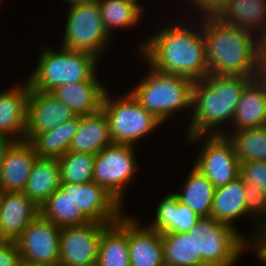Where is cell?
Here are the masks:
<instances>
[{
    "mask_svg": "<svg viewBox=\"0 0 266 266\" xmlns=\"http://www.w3.org/2000/svg\"><path fill=\"white\" fill-rule=\"evenodd\" d=\"M197 16L202 20L198 24L193 25L191 22L192 26H186L184 22H173V25H166L159 32L154 31L153 35L140 43L139 54L142 53L147 66L161 73L181 75L193 81L207 77L209 67L203 33V15Z\"/></svg>",
    "mask_w": 266,
    "mask_h": 266,
    "instance_id": "1",
    "label": "cell"
},
{
    "mask_svg": "<svg viewBox=\"0 0 266 266\" xmlns=\"http://www.w3.org/2000/svg\"><path fill=\"white\" fill-rule=\"evenodd\" d=\"M253 79L209 74L194 81L190 112L193 115L185 132L186 137L225 133L219 126L232 122L240 96Z\"/></svg>",
    "mask_w": 266,
    "mask_h": 266,
    "instance_id": "2",
    "label": "cell"
},
{
    "mask_svg": "<svg viewBox=\"0 0 266 266\" xmlns=\"http://www.w3.org/2000/svg\"><path fill=\"white\" fill-rule=\"evenodd\" d=\"M209 74L256 78V36L239 27L203 15Z\"/></svg>",
    "mask_w": 266,
    "mask_h": 266,
    "instance_id": "3",
    "label": "cell"
},
{
    "mask_svg": "<svg viewBox=\"0 0 266 266\" xmlns=\"http://www.w3.org/2000/svg\"><path fill=\"white\" fill-rule=\"evenodd\" d=\"M148 67V74L129 91L146 111L165 123L176 112L192 108V79Z\"/></svg>",
    "mask_w": 266,
    "mask_h": 266,
    "instance_id": "4",
    "label": "cell"
},
{
    "mask_svg": "<svg viewBox=\"0 0 266 266\" xmlns=\"http://www.w3.org/2000/svg\"><path fill=\"white\" fill-rule=\"evenodd\" d=\"M43 47L37 66L29 74L30 88L51 92L63 84L89 80L98 70V57L86 51L71 50L61 46Z\"/></svg>",
    "mask_w": 266,
    "mask_h": 266,
    "instance_id": "5",
    "label": "cell"
},
{
    "mask_svg": "<svg viewBox=\"0 0 266 266\" xmlns=\"http://www.w3.org/2000/svg\"><path fill=\"white\" fill-rule=\"evenodd\" d=\"M197 255L202 266H233L244 250L250 247V236L241 234L236 227L211 217H201L195 225ZM237 260V261H236Z\"/></svg>",
    "mask_w": 266,
    "mask_h": 266,
    "instance_id": "6",
    "label": "cell"
},
{
    "mask_svg": "<svg viewBox=\"0 0 266 266\" xmlns=\"http://www.w3.org/2000/svg\"><path fill=\"white\" fill-rule=\"evenodd\" d=\"M104 94L102 110L108 123L114 144H129L136 146L141 138L153 133L163 123L152 113L146 111L129 92H124L116 99Z\"/></svg>",
    "mask_w": 266,
    "mask_h": 266,
    "instance_id": "7",
    "label": "cell"
},
{
    "mask_svg": "<svg viewBox=\"0 0 266 266\" xmlns=\"http://www.w3.org/2000/svg\"><path fill=\"white\" fill-rule=\"evenodd\" d=\"M66 18L62 47L86 51L99 58L111 44L97 0L70 7Z\"/></svg>",
    "mask_w": 266,
    "mask_h": 266,
    "instance_id": "8",
    "label": "cell"
},
{
    "mask_svg": "<svg viewBox=\"0 0 266 266\" xmlns=\"http://www.w3.org/2000/svg\"><path fill=\"white\" fill-rule=\"evenodd\" d=\"M134 147L112 143L98 152L94 159L93 182L104 187L121 205L127 184L135 179L137 172Z\"/></svg>",
    "mask_w": 266,
    "mask_h": 266,
    "instance_id": "9",
    "label": "cell"
},
{
    "mask_svg": "<svg viewBox=\"0 0 266 266\" xmlns=\"http://www.w3.org/2000/svg\"><path fill=\"white\" fill-rule=\"evenodd\" d=\"M186 139L190 144L204 139L201 143L203 144L201 151L193 165L209 179L215 188L227 185L240 176L241 163L236 156L232 141L227 136L197 135Z\"/></svg>",
    "mask_w": 266,
    "mask_h": 266,
    "instance_id": "10",
    "label": "cell"
},
{
    "mask_svg": "<svg viewBox=\"0 0 266 266\" xmlns=\"http://www.w3.org/2000/svg\"><path fill=\"white\" fill-rule=\"evenodd\" d=\"M61 228L40 214L15 240L23 266H59Z\"/></svg>",
    "mask_w": 266,
    "mask_h": 266,
    "instance_id": "11",
    "label": "cell"
},
{
    "mask_svg": "<svg viewBox=\"0 0 266 266\" xmlns=\"http://www.w3.org/2000/svg\"><path fill=\"white\" fill-rule=\"evenodd\" d=\"M107 224L90 221L62 227L59 266H96L102 231Z\"/></svg>",
    "mask_w": 266,
    "mask_h": 266,
    "instance_id": "12",
    "label": "cell"
},
{
    "mask_svg": "<svg viewBox=\"0 0 266 266\" xmlns=\"http://www.w3.org/2000/svg\"><path fill=\"white\" fill-rule=\"evenodd\" d=\"M76 115L51 92L30 88L25 140L35 134L55 129Z\"/></svg>",
    "mask_w": 266,
    "mask_h": 266,
    "instance_id": "13",
    "label": "cell"
},
{
    "mask_svg": "<svg viewBox=\"0 0 266 266\" xmlns=\"http://www.w3.org/2000/svg\"><path fill=\"white\" fill-rule=\"evenodd\" d=\"M76 207L90 220L110 225L124 213L123 206L101 185L95 182L73 184Z\"/></svg>",
    "mask_w": 266,
    "mask_h": 266,
    "instance_id": "14",
    "label": "cell"
},
{
    "mask_svg": "<svg viewBox=\"0 0 266 266\" xmlns=\"http://www.w3.org/2000/svg\"><path fill=\"white\" fill-rule=\"evenodd\" d=\"M0 93V136L25 140L30 85L27 79Z\"/></svg>",
    "mask_w": 266,
    "mask_h": 266,
    "instance_id": "15",
    "label": "cell"
},
{
    "mask_svg": "<svg viewBox=\"0 0 266 266\" xmlns=\"http://www.w3.org/2000/svg\"><path fill=\"white\" fill-rule=\"evenodd\" d=\"M40 214V208L23 192L0 193V240L13 241Z\"/></svg>",
    "mask_w": 266,
    "mask_h": 266,
    "instance_id": "16",
    "label": "cell"
},
{
    "mask_svg": "<svg viewBox=\"0 0 266 266\" xmlns=\"http://www.w3.org/2000/svg\"><path fill=\"white\" fill-rule=\"evenodd\" d=\"M36 158L29 141H12L6 148L2 163L0 193L22 192Z\"/></svg>",
    "mask_w": 266,
    "mask_h": 266,
    "instance_id": "17",
    "label": "cell"
},
{
    "mask_svg": "<svg viewBox=\"0 0 266 266\" xmlns=\"http://www.w3.org/2000/svg\"><path fill=\"white\" fill-rule=\"evenodd\" d=\"M128 216L130 266H165L161 233Z\"/></svg>",
    "mask_w": 266,
    "mask_h": 266,
    "instance_id": "18",
    "label": "cell"
},
{
    "mask_svg": "<svg viewBox=\"0 0 266 266\" xmlns=\"http://www.w3.org/2000/svg\"><path fill=\"white\" fill-rule=\"evenodd\" d=\"M97 72L87 81L63 84L51 93L76 116L90 115L102 108L104 94L107 91L98 80Z\"/></svg>",
    "mask_w": 266,
    "mask_h": 266,
    "instance_id": "19",
    "label": "cell"
},
{
    "mask_svg": "<svg viewBox=\"0 0 266 266\" xmlns=\"http://www.w3.org/2000/svg\"><path fill=\"white\" fill-rule=\"evenodd\" d=\"M213 16L257 36L266 30V0H224Z\"/></svg>",
    "mask_w": 266,
    "mask_h": 266,
    "instance_id": "20",
    "label": "cell"
},
{
    "mask_svg": "<svg viewBox=\"0 0 266 266\" xmlns=\"http://www.w3.org/2000/svg\"><path fill=\"white\" fill-rule=\"evenodd\" d=\"M231 124L233 131L266 126V80L255 78L244 88Z\"/></svg>",
    "mask_w": 266,
    "mask_h": 266,
    "instance_id": "21",
    "label": "cell"
},
{
    "mask_svg": "<svg viewBox=\"0 0 266 266\" xmlns=\"http://www.w3.org/2000/svg\"><path fill=\"white\" fill-rule=\"evenodd\" d=\"M154 214L155 219L146 226L161 234L189 232L199 219L194 211L179 201L175 192L160 199Z\"/></svg>",
    "mask_w": 266,
    "mask_h": 266,
    "instance_id": "22",
    "label": "cell"
},
{
    "mask_svg": "<svg viewBox=\"0 0 266 266\" xmlns=\"http://www.w3.org/2000/svg\"><path fill=\"white\" fill-rule=\"evenodd\" d=\"M112 143L109 123L101 109L96 113L80 116V124L72 138L69 151L96 155Z\"/></svg>",
    "mask_w": 266,
    "mask_h": 266,
    "instance_id": "23",
    "label": "cell"
},
{
    "mask_svg": "<svg viewBox=\"0 0 266 266\" xmlns=\"http://www.w3.org/2000/svg\"><path fill=\"white\" fill-rule=\"evenodd\" d=\"M40 215L60 228L90 222L74 203L71 183H61L60 188L40 206Z\"/></svg>",
    "mask_w": 266,
    "mask_h": 266,
    "instance_id": "24",
    "label": "cell"
},
{
    "mask_svg": "<svg viewBox=\"0 0 266 266\" xmlns=\"http://www.w3.org/2000/svg\"><path fill=\"white\" fill-rule=\"evenodd\" d=\"M60 185L58 159L37 157L22 192L40 208Z\"/></svg>",
    "mask_w": 266,
    "mask_h": 266,
    "instance_id": "25",
    "label": "cell"
},
{
    "mask_svg": "<svg viewBox=\"0 0 266 266\" xmlns=\"http://www.w3.org/2000/svg\"><path fill=\"white\" fill-rule=\"evenodd\" d=\"M96 266H130L128 215L103 229Z\"/></svg>",
    "mask_w": 266,
    "mask_h": 266,
    "instance_id": "26",
    "label": "cell"
},
{
    "mask_svg": "<svg viewBox=\"0 0 266 266\" xmlns=\"http://www.w3.org/2000/svg\"><path fill=\"white\" fill-rule=\"evenodd\" d=\"M245 184L239 176L227 185L215 188L211 216L219 222L234 226V221L246 218Z\"/></svg>",
    "mask_w": 266,
    "mask_h": 266,
    "instance_id": "27",
    "label": "cell"
},
{
    "mask_svg": "<svg viewBox=\"0 0 266 266\" xmlns=\"http://www.w3.org/2000/svg\"><path fill=\"white\" fill-rule=\"evenodd\" d=\"M190 169L182 184V191L175 193L179 201L186 204L199 218L211 217L215 187L194 165Z\"/></svg>",
    "mask_w": 266,
    "mask_h": 266,
    "instance_id": "28",
    "label": "cell"
},
{
    "mask_svg": "<svg viewBox=\"0 0 266 266\" xmlns=\"http://www.w3.org/2000/svg\"><path fill=\"white\" fill-rule=\"evenodd\" d=\"M80 124V116L61 124L55 129L35 134L29 142L39 158H59L69 151L73 136Z\"/></svg>",
    "mask_w": 266,
    "mask_h": 266,
    "instance_id": "29",
    "label": "cell"
},
{
    "mask_svg": "<svg viewBox=\"0 0 266 266\" xmlns=\"http://www.w3.org/2000/svg\"><path fill=\"white\" fill-rule=\"evenodd\" d=\"M161 236L165 266H202V257L196 251L195 225L186 233Z\"/></svg>",
    "mask_w": 266,
    "mask_h": 266,
    "instance_id": "30",
    "label": "cell"
},
{
    "mask_svg": "<svg viewBox=\"0 0 266 266\" xmlns=\"http://www.w3.org/2000/svg\"><path fill=\"white\" fill-rule=\"evenodd\" d=\"M103 25L111 37L113 29H127L140 25L145 13L130 0H97ZM112 32V33H111Z\"/></svg>",
    "mask_w": 266,
    "mask_h": 266,
    "instance_id": "31",
    "label": "cell"
},
{
    "mask_svg": "<svg viewBox=\"0 0 266 266\" xmlns=\"http://www.w3.org/2000/svg\"><path fill=\"white\" fill-rule=\"evenodd\" d=\"M233 143L240 163L266 160V126L223 133Z\"/></svg>",
    "mask_w": 266,
    "mask_h": 266,
    "instance_id": "32",
    "label": "cell"
},
{
    "mask_svg": "<svg viewBox=\"0 0 266 266\" xmlns=\"http://www.w3.org/2000/svg\"><path fill=\"white\" fill-rule=\"evenodd\" d=\"M57 159L61 183L83 184L93 181L94 154L68 151Z\"/></svg>",
    "mask_w": 266,
    "mask_h": 266,
    "instance_id": "33",
    "label": "cell"
},
{
    "mask_svg": "<svg viewBox=\"0 0 266 266\" xmlns=\"http://www.w3.org/2000/svg\"><path fill=\"white\" fill-rule=\"evenodd\" d=\"M246 194V218L254 219L252 224L254 231L251 232L250 242L266 238V193L257 185H245Z\"/></svg>",
    "mask_w": 266,
    "mask_h": 266,
    "instance_id": "34",
    "label": "cell"
},
{
    "mask_svg": "<svg viewBox=\"0 0 266 266\" xmlns=\"http://www.w3.org/2000/svg\"><path fill=\"white\" fill-rule=\"evenodd\" d=\"M240 177L245 185H257L266 193V160L242 162Z\"/></svg>",
    "mask_w": 266,
    "mask_h": 266,
    "instance_id": "35",
    "label": "cell"
},
{
    "mask_svg": "<svg viewBox=\"0 0 266 266\" xmlns=\"http://www.w3.org/2000/svg\"><path fill=\"white\" fill-rule=\"evenodd\" d=\"M0 266H23L20 251L13 241H0Z\"/></svg>",
    "mask_w": 266,
    "mask_h": 266,
    "instance_id": "36",
    "label": "cell"
},
{
    "mask_svg": "<svg viewBox=\"0 0 266 266\" xmlns=\"http://www.w3.org/2000/svg\"><path fill=\"white\" fill-rule=\"evenodd\" d=\"M257 79L266 80V30L256 36Z\"/></svg>",
    "mask_w": 266,
    "mask_h": 266,
    "instance_id": "37",
    "label": "cell"
},
{
    "mask_svg": "<svg viewBox=\"0 0 266 266\" xmlns=\"http://www.w3.org/2000/svg\"><path fill=\"white\" fill-rule=\"evenodd\" d=\"M190 6L196 7V13L201 15H213L215 11L223 4L224 0H188Z\"/></svg>",
    "mask_w": 266,
    "mask_h": 266,
    "instance_id": "38",
    "label": "cell"
},
{
    "mask_svg": "<svg viewBox=\"0 0 266 266\" xmlns=\"http://www.w3.org/2000/svg\"><path fill=\"white\" fill-rule=\"evenodd\" d=\"M252 246V251H255V255L260 260L263 265H266V238L259 239L253 242H250V247Z\"/></svg>",
    "mask_w": 266,
    "mask_h": 266,
    "instance_id": "39",
    "label": "cell"
},
{
    "mask_svg": "<svg viewBox=\"0 0 266 266\" xmlns=\"http://www.w3.org/2000/svg\"><path fill=\"white\" fill-rule=\"evenodd\" d=\"M11 142L12 141L10 139L0 136V175H1L2 163H3L5 151Z\"/></svg>",
    "mask_w": 266,
    "mask_h": 266,
    "instance_id": "40",
    "label": "cell"
},
{
    "mask_svg": "<svg viewBox=\"0 0 266 266\" xmlns=\"http://www.w3.org/2000/svg\"><path fill=\"white\" fill-rule=\"evenodd\" d=\"M65 2H67L69 7L72 6H76V5H81V4H85V3H90L93 2L95 0H64Z\"/></svg>",
    "mask_w": 266,
    "mask_h": 266,
    "instance_id": "41",
    "label": "cell"
},
{
    "mask_svg": "<svg viewBox=\"0 0 266 266\" xmlns=\"http://www.w3.org/2000/svg\"><path fill=\"white\" fill-rule=\"evenodd\" d=\"M130 1H132V2H134L137 6H139L144 12L146 11L145 9L146 8H144V6H142L141 4H139V0H130Z\"/></svg>",
    "mask_w": 266,
    "mask_h": 266,
    "instance_id": "42",
    "label": "cell"
}]
</instances>
